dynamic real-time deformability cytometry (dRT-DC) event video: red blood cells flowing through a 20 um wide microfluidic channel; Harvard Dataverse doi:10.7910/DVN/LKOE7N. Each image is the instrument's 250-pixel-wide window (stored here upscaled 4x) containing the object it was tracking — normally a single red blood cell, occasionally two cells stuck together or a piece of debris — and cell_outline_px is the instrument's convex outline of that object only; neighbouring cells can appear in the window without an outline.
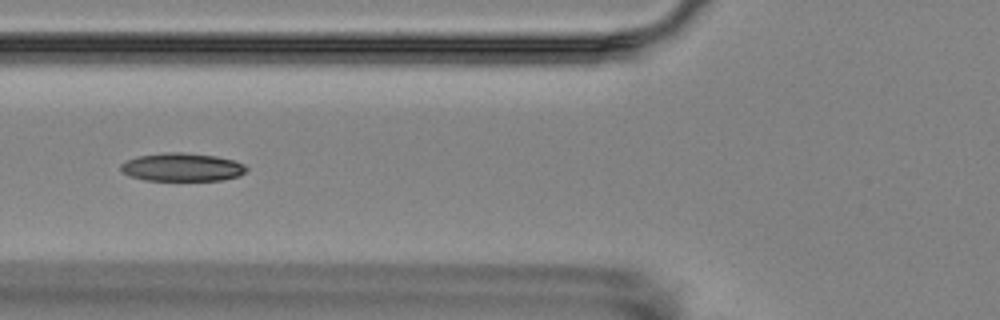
{"species": "Egyptian fruit bat (a non-hibernating species)", "species_latin": "Rousettus aegyptiacus", "temperature_condition": "room temperature", "stored_images_in_passage": 16, "camera_frame_rate_fps": 3000, "um_per_image_px": 0.085, "animal": {"sex": "female"}, "frame": {"image": 1, "passage_image": 6, "time_ms": 5.667, "image_size_px": [1000, 320], "cell_outline_px": [[248, 168], [240, 176], [224, 180], [144, 180], [132, 176], [124, 172], [120, 168], [120, 164], [128, 160], [140, 156], [168, 152], [180, 152], [216, 156], [232, 160], [244, 164]], "centroid_in_image_um": [15.52, 14.21], "position_along_channel_um": 110.3, "area_um2": 20.4}}
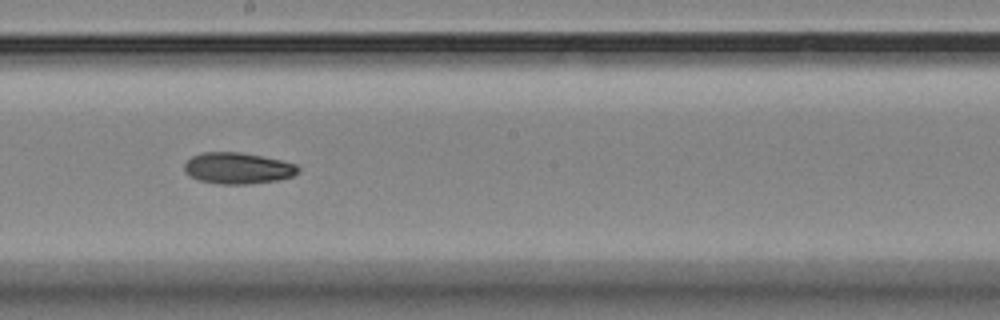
{"frame": {"image": 2, "passage_image": 9, "time_ms": 9.0, "image_size_px": [1000, 320], "cell_outline_px": [[300, 172], [292, 176], [276, 180], [248, 184], [220, 184], [200, 180], [188, 176], [184, 172], [184, 164], [192, 156], [204, 152], [240, 152], [280, 160], [296, 164], [300, 168]], "centroid_in_image_um": [20.2, 14.3], "position_along_channel_um": 228.0, "area_um2": 20.69}}
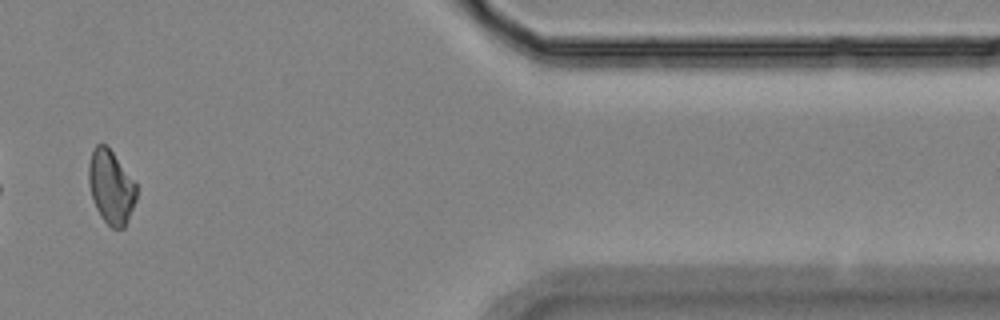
{"frame": {"image": 3, "passage_image": 14, "time_ms": 15.0, "image_size_px": [1000, 320], "cell_outline_px": [[136, 200], [128, 220], [124, 228], [112, 228], [100, 216], [96, 208], [92, 196], [88, 180], [88, 164], [92, 152], [96, 144], [104, 144], [112, 152], [136, 184]], "centroid_in_image_um": [9.42, 15.92], "position_along_channel_um": 402.0, "area_um2": 20.17}}